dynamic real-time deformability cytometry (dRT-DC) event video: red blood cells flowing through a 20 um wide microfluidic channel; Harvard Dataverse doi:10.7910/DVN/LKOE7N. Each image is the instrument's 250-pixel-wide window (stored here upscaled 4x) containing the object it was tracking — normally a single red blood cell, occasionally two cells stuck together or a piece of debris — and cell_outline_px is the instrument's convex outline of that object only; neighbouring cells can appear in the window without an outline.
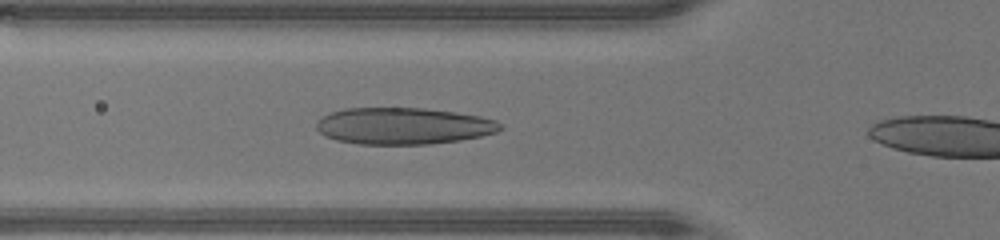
{"species": "human", "species_latin": "Homo sapiens", "temperature_condition": "warm", "stored_images_in_passage": 27, "camera_frame_rate_fps": 3000, "um_per_image_px": 0.085, "donor": {"sex": "male"}, "frame": {"image": 1, "passage_image": 5, "time_ms": 1.333, "image_size_px": [1000, 240], "cell_outline_px": [[504, 128], [496, 132], [480, 136], [460, 140], [428, 144], [360, 144], [336, 140], [320, 132], [316, 128], [316, 124], [328, 112], [344, 108], [424, 108], [456, 112], [480, 116], [496, 120]], "centroid_in_image_um": [34.3, 10.7], "position_along_channel_um": 91.5, "area_um2": 39.25}}
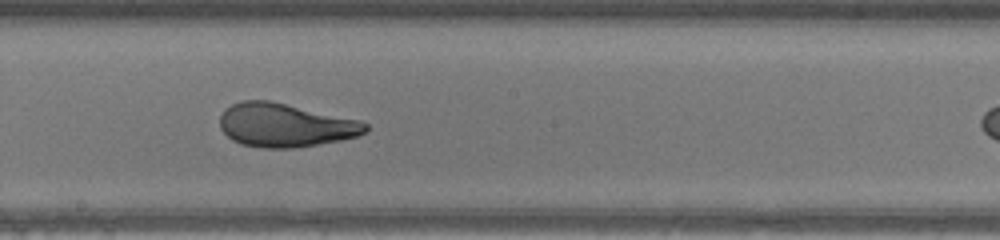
{"frame": {"image": 2, "passage_image": 14, "time_ms": 4.333, "image_size_px": [1000, 240], "cell_outline_px": [[368, 132], [356, 136], [340, 140], [292, 148], [264, 148], [240, 144], [232, 140], [220, 128], [220, 116], [224, 108], [240, 100], [272, 100], [360, 120], [368, 124]], "centroid_in_image_um": [24.22, 10.62], "position_along_channel_um": 224.0, "area_um2": 37.22}}
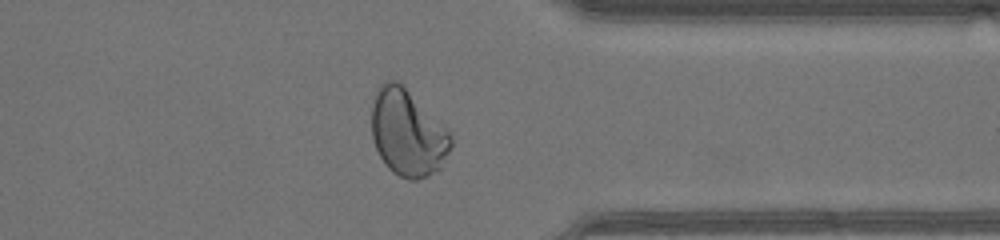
{"frame": {"image": 3, "passage_image": 25, "time_ms": 8.0, "image_size_px": [1000, 240], "cell_outline_px": [[452, 144], [440, 168], [428, 176], [416, 180], [408, 180], [392, 172], [384, 164], [376, 148], [372, 136], [372, 96], [376, 88], [384, 80], [400, 80], [448, 128], [452, 136]], "centroid_in_image_um": [34.64, 11.24], "position_along_channel_um": 376.8, "area_um2": 40.81}}